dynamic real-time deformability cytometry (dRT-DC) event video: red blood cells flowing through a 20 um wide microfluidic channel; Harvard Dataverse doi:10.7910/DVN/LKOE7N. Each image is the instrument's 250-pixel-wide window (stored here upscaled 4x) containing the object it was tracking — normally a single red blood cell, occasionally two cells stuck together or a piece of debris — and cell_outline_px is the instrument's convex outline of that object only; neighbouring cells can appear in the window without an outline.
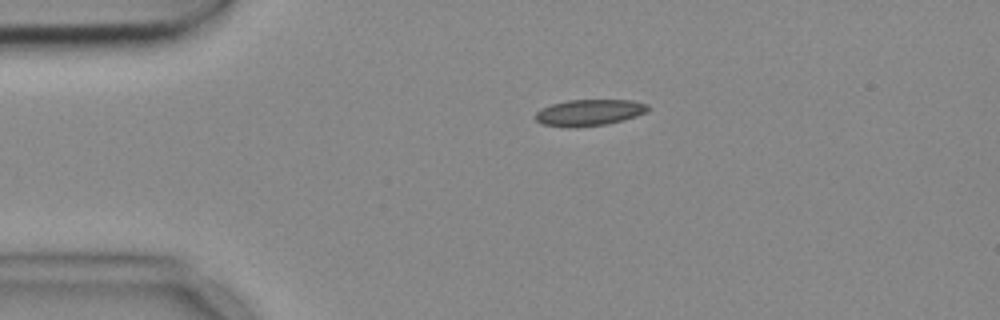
{"species": "common noctule bat (a hibernating species)", "species_latin": "Nyctalus noctula", "temperature_condition": "cold", "stored_images_in_passage": 2, "camera_frame_rate_fps": 3000, "um_per_image_px": 0.085, "animal": {"sex": "female", "body_mass_g": 18.4}, "frame": {"image": 1, "passage_image": 1, "time_ms": 0.0, "image_size_px": [1000, 320], "cell_outline_px": [[648, 108], [644, 112], [636, 116], [624, 120], [604, 124], [568, 128], [540, 124], [532, 116], [540, 108], [552, 104], [568, 100], [632, 100], [648, 104]], "centroid_in_image_um": [50.01, 9.57], "position_along_channel_um": 35.0, "area_um2": 17.34}}